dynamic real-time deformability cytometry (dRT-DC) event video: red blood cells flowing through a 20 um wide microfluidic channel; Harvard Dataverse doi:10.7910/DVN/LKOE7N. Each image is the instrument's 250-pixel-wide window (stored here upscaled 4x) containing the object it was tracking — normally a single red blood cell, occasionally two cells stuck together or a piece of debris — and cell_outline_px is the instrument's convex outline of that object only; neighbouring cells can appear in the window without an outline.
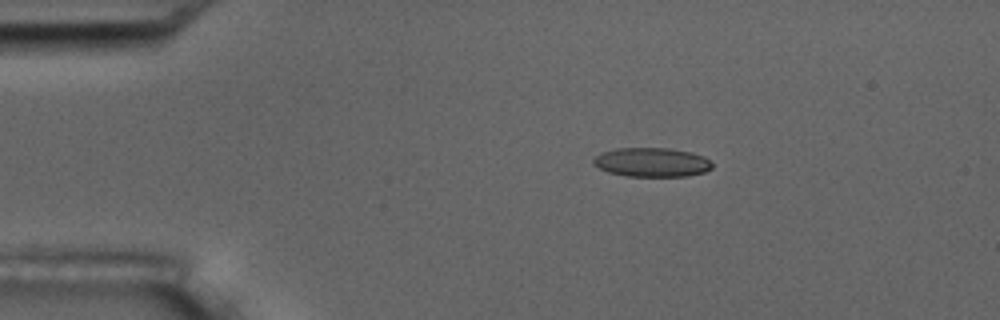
{"species": "common noctule bat (a hibernating species)", "species_latin": "Nyctalus noctula", "temperature_condition": "room temperature", "stored_images_in_passage": 5, "camera_frame_rate_fps": 3000, "um_per_image_px": 0.085, "animal": {"sex": "male", "body_mass_g": 17.5, "forearm_length_mm": 52.3}, "frame": {"image": 1, "passage_image": 3, "time_ms": 2.667, "image_size_px": [1000, 320], "cell_outline_px": [[712, 168], [704, 172], [688, 176], [628, 176], [608, 172], [592, 164], [592, 160], [600, 152], [616, 148], [668, 148], [692, 152], [704, 156], [712, 164]], "centroid_in_image_um": [55.39, 13.78], "position_along_channel_um": 29.6, "area_um2": 20.23}}